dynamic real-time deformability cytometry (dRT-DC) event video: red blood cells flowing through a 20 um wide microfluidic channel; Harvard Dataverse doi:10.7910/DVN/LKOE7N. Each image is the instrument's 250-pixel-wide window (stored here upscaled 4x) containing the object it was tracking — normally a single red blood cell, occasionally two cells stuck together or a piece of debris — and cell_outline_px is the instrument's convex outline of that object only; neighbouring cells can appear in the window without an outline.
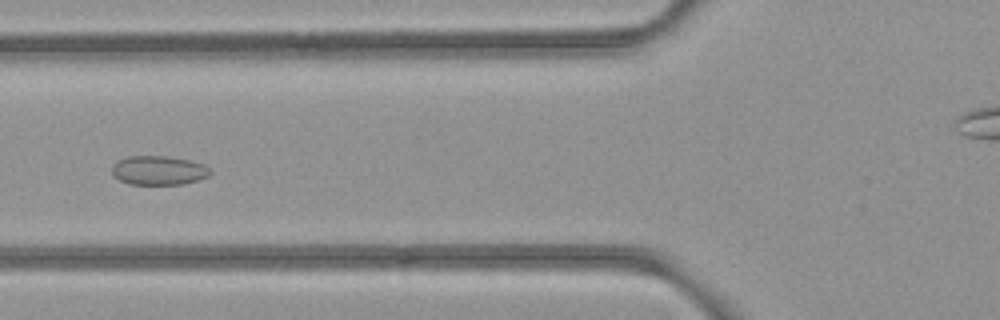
{"species": "common noctule bat (a hibernating species)", "species_latin": "Nyctalus noctula", "temperature_condition": "room temperature", "stored_images_in_passage": 53, "camera_frame_rate_fps": 3000, "um_per_image_px": 0.085, "animal": {"sex": "female", "body_mass_g": 21.9}, "frame": {"image": 1, "passage_image": 20, "time_ms": 6.333, "image_size_px": [1000, 320], "cell_outline_px": [[212, 172], [208, 176], [184, 184], [128, 184], [120, 180], [112, 172], [112, 164], [116, 160], [128, 156], [168, 156], [188, 160], [204, 164]], "centroid_in_image_um": [13.46, 14.47], "position_along_channel_um": 112.3, "area_um2": 16.65}}
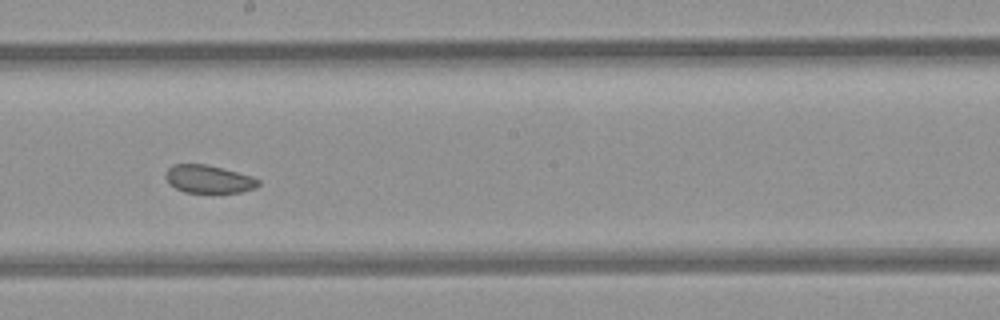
{"frame": {"image": 2, "passage_image": 29, "time_ms": 9.333, "image_size_px": [1000, 320], "cell_outline_px": [[260, 184], [256, 188], [240, 192], [212, 196], [184, 192], [168, 184], [164, 176], [168, 168], [172, 164], [204, 164], [252, 176], [260, 180]], "centroid_in_image_um": [17.72, 15.29], "position_along_channel_um": 230.5, "area_um2": 15.84}}
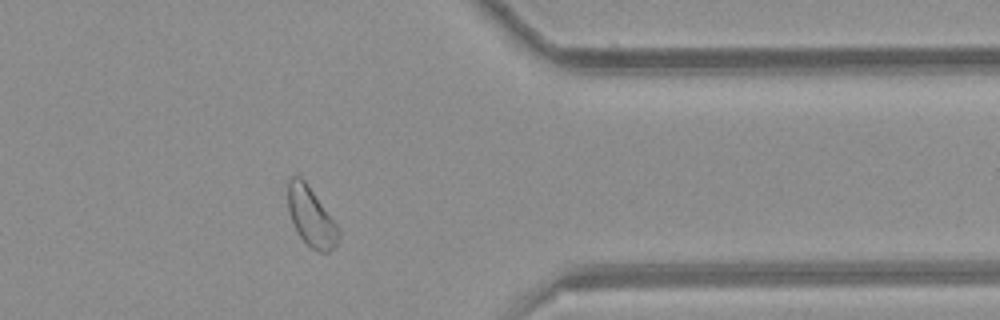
{"frame": {"image": 3, "passage_image": 42, "time_ms": 13.667, "image_size_px": [1000, 320], "cell_outline_px": [[340, 236], [336, 244], [328, 252], [320, 252], [312, 248], [300, 236], [288, 212], [288, 180], [292, 176], [300, 176], [308, 184], [340, 228]], "centroid_in_image_um": [26.46, 18.4], "position_along_channel_um": 384.9, "area_um2": 17.34}}